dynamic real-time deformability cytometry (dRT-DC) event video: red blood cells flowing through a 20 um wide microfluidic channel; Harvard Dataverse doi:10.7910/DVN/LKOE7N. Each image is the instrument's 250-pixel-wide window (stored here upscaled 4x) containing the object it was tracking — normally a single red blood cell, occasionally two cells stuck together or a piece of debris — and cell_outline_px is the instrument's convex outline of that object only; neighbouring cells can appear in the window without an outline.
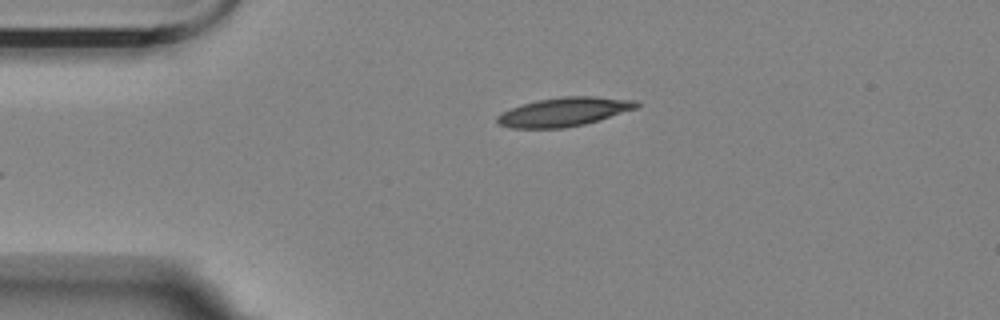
{"species": "Egyptian fruit bat (a non-hibernating species)", "species_latin": "Rousettus aegyptiacus", "temperature_condition": "room temperature", "stored_images_in_passage": 40, "camera_frame_rate_fps": 3000, "um_per_image_px": 0.085, "animal": {"sex": "female"}, "frame": {"image": 1, "passage_image": 1, "time_ms": 0.0, "image_size_px": [1000, 320], "cell_outline_px": [[640, 104], [636, 108], [600, 120], [584, 124], [564, 128], [512, 128], [496, 124], [496, 116], [500, 112], [536, 100], [560, 96], [596, 96], [636, 100]], "centroid_in_image_um": [47.92, 9.5], "position_along_channel_um": 37.1, "area_um2": 23.58}}
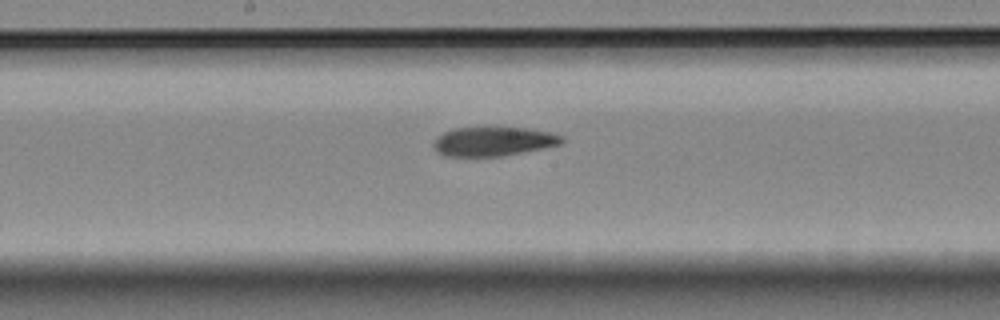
{"frame": {"image": 2, "passage_image": 18, "time_ms": 5.667, "image_size_px": [1000, 320], "cell_outline_px": [[564, 140], [560, 144], [500, 156], [444, 156], [436, 152], [432, 148], [432, 144], [436, 136], [452, 128], [524, 128], [548, 132], [564, 136]], "centroid_in_image_um": [41.84, 12.02], "position_along_channel_um": 206.4, "area_um2": 21.56}}
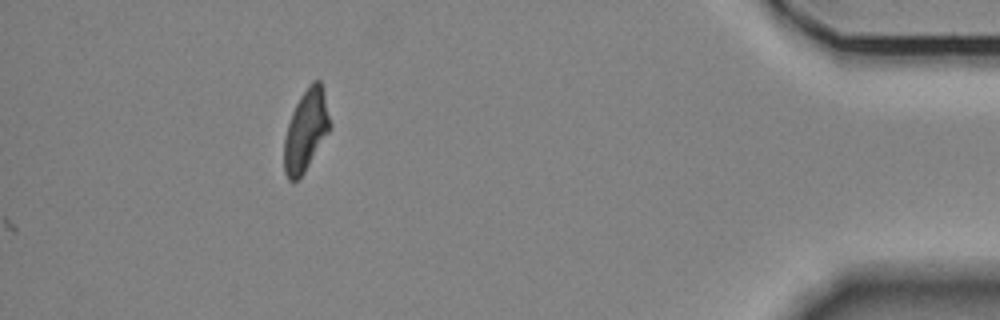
{"frame": {"image": 3, "passage_image": 40, "time_ms": 13.0, "image_size_px": [1000, 320], "cell_outline_px": [[332, 128], [304, 172], [296, 180], [288, 180], [284, 172], [284, 136], [292, 112], [300, 96], [308, 84], [312, 80], [320, 80], [332, 124]], "centroid_in_image_um": [26.01, 11.07], "position_along_channel_um": 409.2, "area_um2": 21.79}, "authors_computed_cell_mechanics": {"area_um2": 22.542, "velocity_mm_per_s": 3.5157, "shape_relaxation_time_tau1_ms": 10.4927, "shape_relaxation_time_tau2_ms": 5.7982, "deformation_change_tau1": 0.2774, "deformation_change_tau2": 0.1547}}